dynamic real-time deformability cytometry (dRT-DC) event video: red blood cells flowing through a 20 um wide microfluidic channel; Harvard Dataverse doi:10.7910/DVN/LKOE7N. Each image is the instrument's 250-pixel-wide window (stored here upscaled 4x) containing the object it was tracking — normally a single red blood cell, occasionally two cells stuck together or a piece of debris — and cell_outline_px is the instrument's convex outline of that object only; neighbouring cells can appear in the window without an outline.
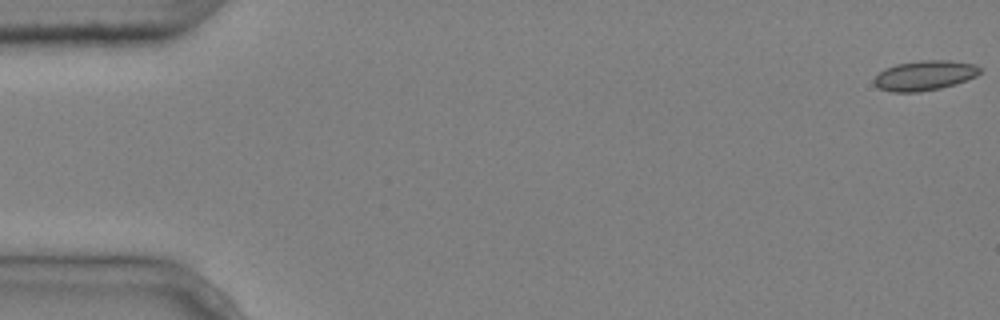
{"species": "common noctule bat (a hibernating species)", "species_latin": "Nyctalus noctula", "temperature_condition": "cold", "stored_images_in_passage": 3, "camera_frame_rate_fps": 3000, "um_per_image_px": 0.085, "animal": {"sex": "male", "body_mass_g": 20.4}, "frame": {"image": 1, "passage_image": 1, "time_ms": 0.0, "image_size_px": [1000, 320], "cell_outline_px": [[980, 72], [976, 76], [956, 84], [940, 88], [920, 92], [892, 92], [880, 88], [872, 80], [884, 68], [896, 64], [920, 60], [948, 60], [976, 64], [980, 68]], "centroid_in_image_um": [78.59, 6.41], "position_along_channel_um": 6.4, "area_um2": 18.44}}